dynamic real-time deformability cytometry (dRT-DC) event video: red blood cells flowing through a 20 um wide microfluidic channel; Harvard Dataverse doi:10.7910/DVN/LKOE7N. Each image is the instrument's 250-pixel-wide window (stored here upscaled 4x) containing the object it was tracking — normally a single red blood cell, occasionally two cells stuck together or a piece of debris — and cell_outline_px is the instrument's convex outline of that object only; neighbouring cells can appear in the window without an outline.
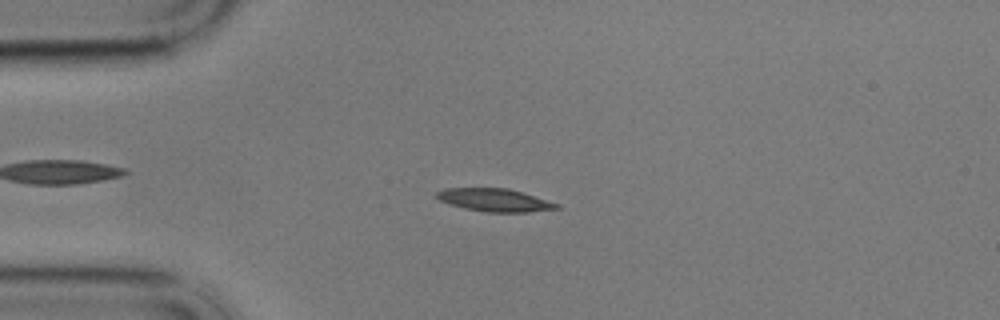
{"species": "common noctule bat (a hibernating species)", "species_latin": "Nyctalus noctula", "temperature_condition": "cold", "stored_images_in_passage": 57, "camera_frame_rate_fps": 3000, "um_per_image_px": 0.085, "animal": {"sex": "male", "body_mass_g": 17.9}, "frame": {"image": 1, "passage_image": 13, "time_ms": 4.0, "image_size_px": [1000, 320], "cell_outline_px": [[560, 208], [528, 212], [484, 212], [464, 208], [448, 204], [440, 200], [436, 196], [436, 192], [444, 188], [508, 188], [560, 204]], "centroid_in_image_um": [42.02, 17.01], "position_along_channel_um": 43.0, "area_um2": 15.95}}
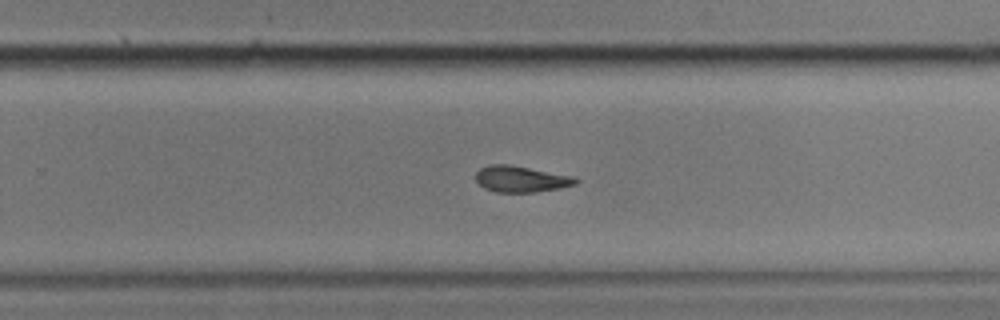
{"frame": {"image": 2, "passage_image": 36, "time_ms": 11.667, "image_size_px": [1000, 320], "cell_outline_px": [[580, 180], [576, 184], [560, 188], [532, 192], [496, 192], [484, 188], [476, 180], [476, 172], [480, 168], [488, 164], [508, 164], [576, 176]], "centroid_in_image_um": [44.31, 15.21], "position_along_channel_um": 285.5, "area_um2": 15.37}}
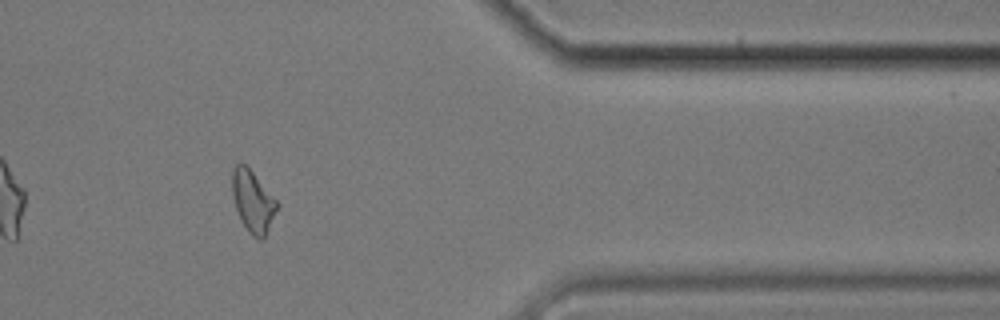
{"frame": {"image": 3, "passage_image": 47, "time_ms": 15.333, "image_size_px": [1000, 320], "cell_outline_px": [[280, 204], [264, 236], [260, 240], [252, 236], [248, 232], [240, 220], [232, 196], [232, 168], [236, 164], [244, 164], [252, 172]], "centroid_in_image_um": [21.47, 17.13], "position_along_channel_um": 389.9, "area_um2": 15.9}, "authors_computed_cell_mechanics": {"area_um2": 15.9528, "velocity_mm_per_s": 3.4291, "shape_relaxation_time_tau1_ms": 7.3654, "shape_relaxation_time_tau2_ms": 8.7733, "deformation_change_tau1": 0.1692, "deformation_change_tau2": 0.1829}}